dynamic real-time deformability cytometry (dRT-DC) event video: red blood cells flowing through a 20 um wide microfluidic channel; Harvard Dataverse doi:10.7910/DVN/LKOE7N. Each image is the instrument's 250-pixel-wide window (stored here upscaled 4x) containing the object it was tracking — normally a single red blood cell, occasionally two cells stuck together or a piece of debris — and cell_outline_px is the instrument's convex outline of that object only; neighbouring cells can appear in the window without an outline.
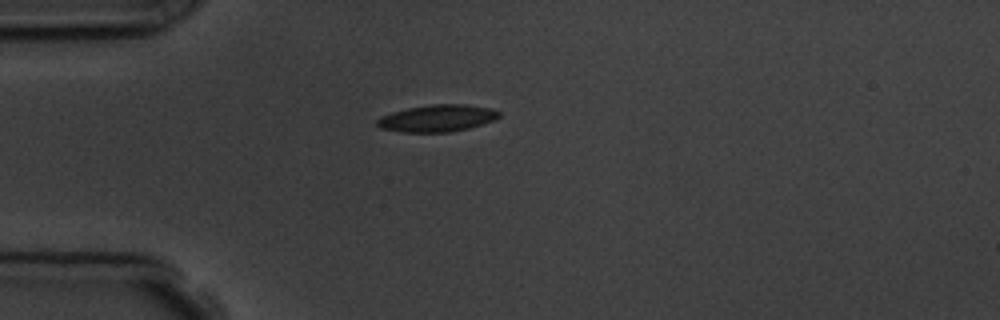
{"species": "common noctule bat (a hibernating species)", "species_latin": "Nyctalus noctula", "temperature_condition": "room temperature", "stored_images_in_passage": 6, "camera_frame_rate_fps": 3000, "um_per_image_px": 0.085, "animal": {"sex": "male", "body_mass_g": 19.5, "forearm_length_mm": 54.6}, "frame": {"image": 1, "passage_image": 6, "time_ms": 6.667, "image_size_px": [1000, 320], "cell_outline_px": [[500, 116], [496, 120], [468, 128], [448, 132], [400, 132], [380, 128], [376, 124], [376, 120], [380, 116], [392, 112], [408, 108], [432, 104], [464, 104], [492, 108], [500, 112]], "centroid_in_image_um": [37.16, 10.05], "position_along_channel_um": 47.8, "area_um2": 19.25}}